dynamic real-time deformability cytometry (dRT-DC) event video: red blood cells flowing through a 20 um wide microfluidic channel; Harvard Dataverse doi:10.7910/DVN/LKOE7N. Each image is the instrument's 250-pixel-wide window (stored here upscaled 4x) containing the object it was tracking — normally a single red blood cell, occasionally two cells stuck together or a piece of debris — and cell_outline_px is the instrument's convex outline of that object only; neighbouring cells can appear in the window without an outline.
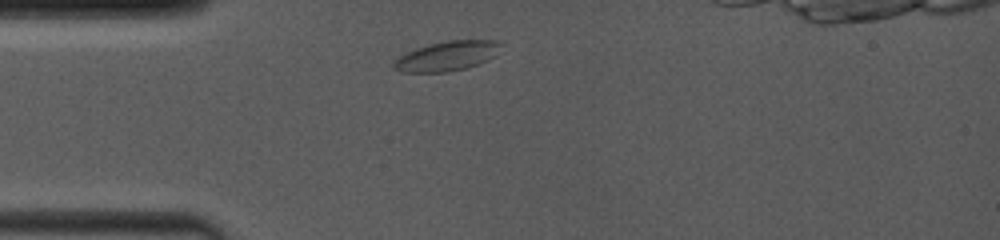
{"species": "common noctule bat (a hibernating species)", "species_latin": "Nyctalus noctula", "temperature_condition": "room temperature", "stored_images_in_passage": 31, "camera_frame_rate_fps": 4000, "um_per_image_px": 0.085, "animal": {"sex": "female", "body_mass_g": 19.0, "forearm_length_mm": 53.3}, "frame": {"image": 1, "passage_image": 1, "time_ms": 0.0, "image_size_px": [1000, 240], "cell_outline_px": [[500, 44], [496, 56], [480, 64], [468, 68], [444, 72], [404, 72], [392, 68], [392, 64], [400, 56], [416, 48], [428, 44], [448, 40], [496, 40]], "centroid_in_image_um": [38.01, 4.77], "position_along_channel_um": 47.0, "area_um2": 18.5}}
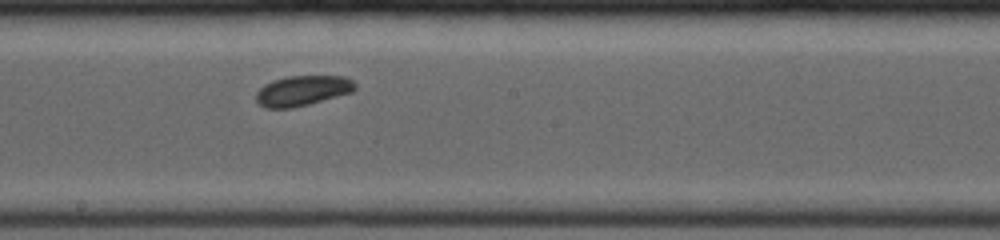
{"frame": {"image": 2, "passage_image": 15, "time_ms": 4.75, "image_size_px": [1000, 240], "cell_outline_px": [[356, 88], [352, 92], [308, 104], [292, 108], [264, 108], [256, 100], [256, 92], [264, 84], [272, 80], [288, 76], [344, 76], [352, 80], [356, 84]], "centroid_in_image_um": [25.69, 7.7], "position_along_channel_um": 222.5, "area_um2": 17.4}}
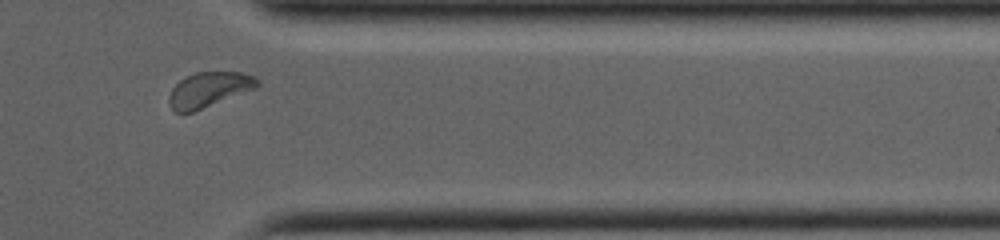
{"frame": {"image": 3, "passage_image": 27, "time_ms": 9.0, "image_size_px": [1000, 240], "cell_outline_px": [[260, 84], [256, 88], [192, 112], [176, 112], [168, 104], [168, 96], [172, 88], [180, 80], [196, 72], [240, 72], [252, 76], [260, 80]], "centroid_in_image_um": [17.75, 7.61], "position_along_channel_um": 393.7, "area_um2": 17.8}}